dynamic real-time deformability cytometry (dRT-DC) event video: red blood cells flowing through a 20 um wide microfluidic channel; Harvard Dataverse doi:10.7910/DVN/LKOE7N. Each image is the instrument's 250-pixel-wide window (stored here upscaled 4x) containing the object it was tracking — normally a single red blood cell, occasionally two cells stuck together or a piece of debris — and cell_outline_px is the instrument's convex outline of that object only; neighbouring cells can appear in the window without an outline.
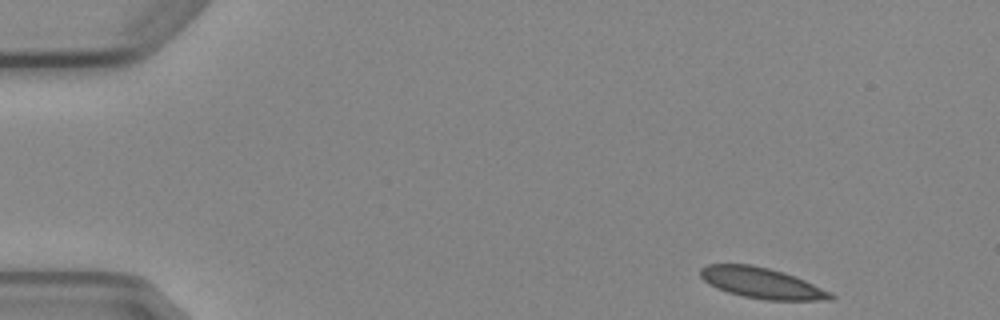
{"species": "Egyptian fruit bat (a non-hibernating species)", "species_latin": "Rousettus aegyptiacus", "temperature_condition": "cold", "stored_images_in_passage": 8, "camera_frame_rate_fps": 3000, "um_per_image_px": 0.085, "animal": {"sex": "female"}, "frame": {"image": 1, "passage_image": 1, "time_ms": 0.0, "image_size_px": [1000, 320], "cell_outline_px": [[836, 296], [832, 300], [764, 300], [744, 296], [728, 292], [716, 288], [708, 284], [700, 276], [700, 268], [708, 264], [752, 264], [784, 272], [804, 280], [832, 292]], "centroid_in_image_um": [64.75, 24.06], "position_along_channel_um": 20.2, "area_um2": 23.41}}
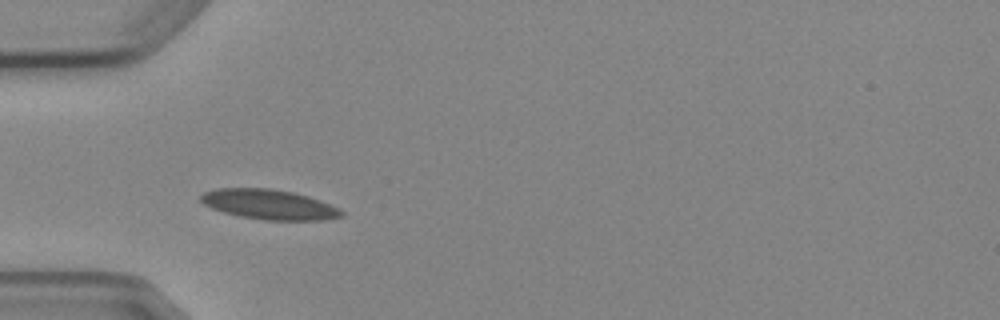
{"frame": {"image": 2, "passage_image": 4, "time_ms": 3.667, "image_size_px": [1000, 320], "cell_outline_px": [[344, 216], [324, 220], [264, 220], [240, 216], [224, 212], [212, 208], [204, 204], [200, 200], [200, 196], [204, 192], [216, 188], [268, 188], [292, 192], [308, 196], [320, 200], [340, 208], [344, 212]], "centroid_in_image_um": [22.9, 17.38], "position_along_channel_um": 62.1, "area_um2": 24.57}}
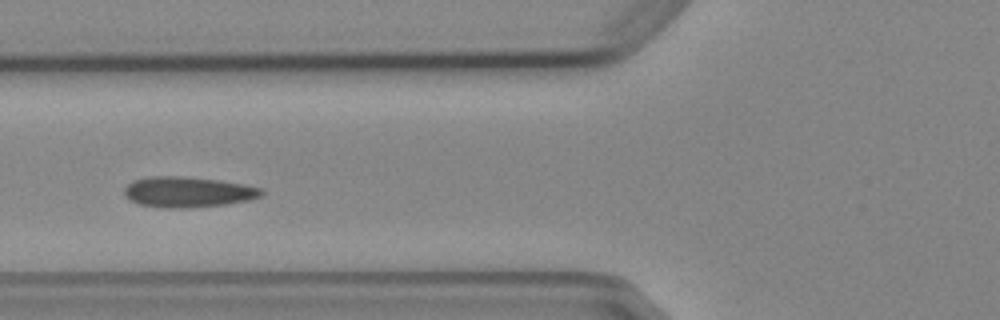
{"frame": {"image": 3, "passage_image": 5, "time_ms": 5.0, "image_size_px": [1000, 320], "cell_outline_px": [[264, 192], [260, 196], [248, 200], [224, 204], [188, 208], [168, 208], [140, 204], [128, 200], [124, 196], [124, 188], [132, 180], [148, 176], [184, 176], [220, 180], [244, 184], [260, 188]], "centroid_in_image_um": [15.92, 16.31], "position_along_channel_um": 109.9, "area_um2": 24.51}}